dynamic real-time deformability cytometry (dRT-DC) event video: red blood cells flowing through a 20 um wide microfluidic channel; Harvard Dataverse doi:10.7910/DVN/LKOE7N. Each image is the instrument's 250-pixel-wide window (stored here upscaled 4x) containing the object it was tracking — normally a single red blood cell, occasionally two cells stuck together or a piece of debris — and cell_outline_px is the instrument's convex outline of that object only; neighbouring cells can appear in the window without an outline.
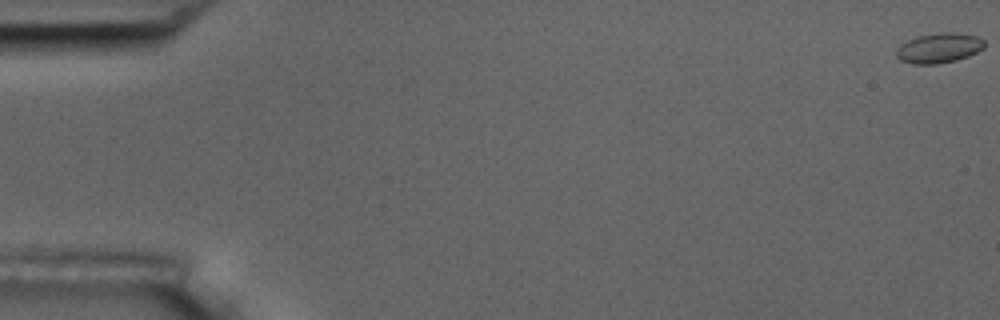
{"species": "common noctule bat (a hibernating species)", "species_latin": "Nyctalus noctula", "temperature_condition": "room temperature", "stored_images_in_passage": 56, "camera_frame_rate_fps": 3000, "um_per_image_px": 0.085, "animal": {"sex": "male", "body_mass_g": 17.5, "forearm_length_mm": 52.3}, "frame": {"image": 1, "passage_image": 1, "time_ms": 0.0, "image_size_px": [1000, 320], "cell_outline_px": [[984, 48], [968, 56], [956, 60], [936, 64], [912, 64], [900, 60], [896, 56], [896, 48], [900, 44], [916, 36], [940, 32], [956, 32], [976, 36], [984, 40]], "centroid_in_image_um": [79.78, 4.07], "position_along_channel_um": 5.2, "area_um2": 15.49}}
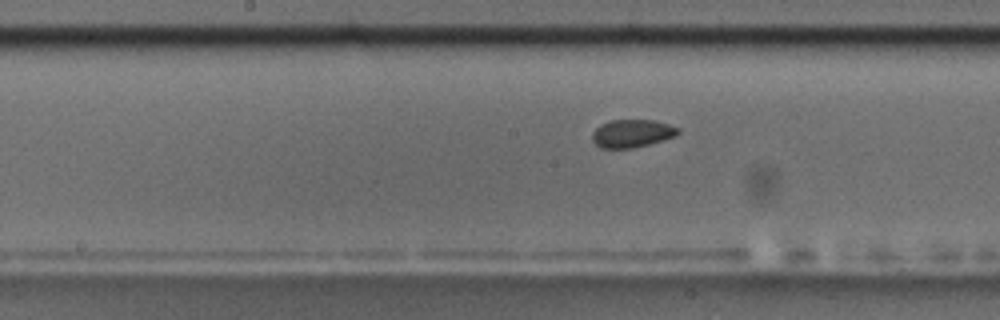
{"frame": {"image": 2, "passage_image": 29, "time_ms": 9.333, "image_size_px": [1000, 320], "cell_outline_px": [[680, 132], [676, 136], [648, 144], [632, 148], [600, 148], [592, 140], [592, 132], [600, 124], [608, 120], [656, 120], [680, 128]], "centroid_in_image_um": [53.71, 11.33], "position_along_channel_um": 194.5, "area_um2": 14.05}}
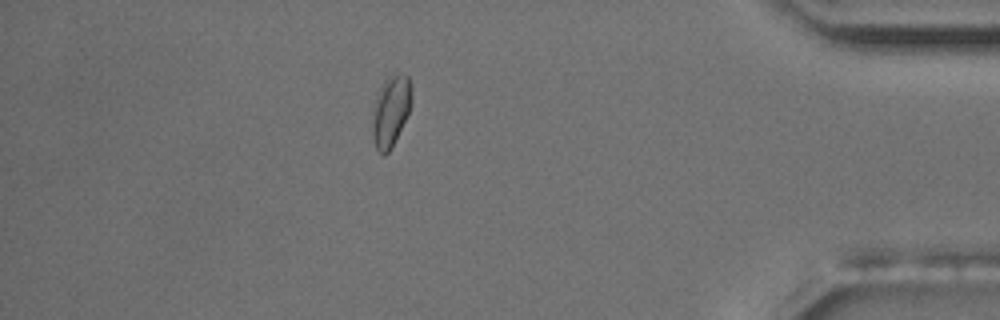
{"frame": {"image": 3, "passage_image": 49, "time_ms": 16.0, "image_size_px": [1000, 320], "cell_outline_px": [[412, 104], [392, 148], [384, 156], [376, 148], [372, 140], [372, 104], [380, 84], [392, 72], [408, 76], [412, 92]], "centroid_in_image_um": [33.18, 9.41], "position_along_channel_um": 402.0, "area_um2": 16.76}, "authors_computed_cell_mechanics": {"area_um2": 14.45, "velocity_mm_per_s": 3.7172, "shape_relaxation_time_tau1_ms": null, "shape_relaxation_time_tau2_ms": 2.3926, "deformation_change_tau1": null, "deformation_change_tau2": 0.0454}}